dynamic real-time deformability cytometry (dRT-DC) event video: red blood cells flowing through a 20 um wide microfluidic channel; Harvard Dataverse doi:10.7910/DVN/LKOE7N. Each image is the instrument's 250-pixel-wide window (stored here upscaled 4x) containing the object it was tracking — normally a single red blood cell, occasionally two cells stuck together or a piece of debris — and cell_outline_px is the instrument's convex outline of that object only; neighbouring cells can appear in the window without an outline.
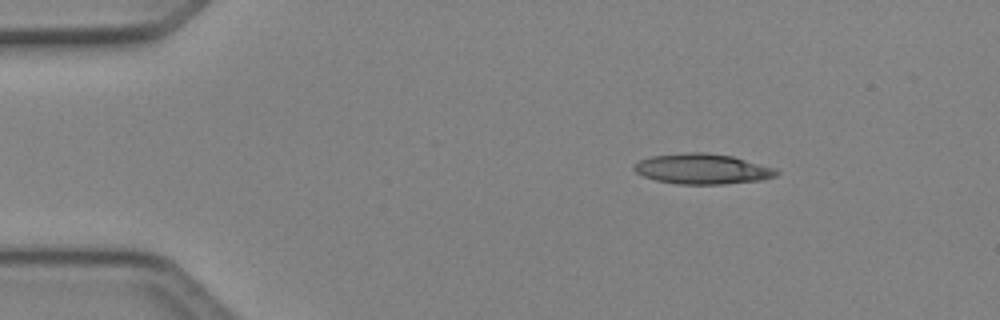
{"species": "Egyptian fruit bat (a non-hibernating species)", "species_latin": "Rousettus aegyptiacus", "temperature_condition": "cold", "stored_images_in_passage": 6, "camera_frame_rate_fps": 3000, "um_per_image_px": 0.085, "animal": {"sex": "female"}, "frame": {"image": 1, "passage_image": 1, "time_ms": 0.0, "image_size_px": [1000, 320], "cell_outline_px": [[780, 172], [776, 176], [760, 180], [724, 184], [676, 184], [656, 180], [644, 176], [636, 172], [632, 168], [632, 164], [640, 160], [652, 156], [684, 152], [704, 152], [732, 156], [776, 168]], "centroid_in_image_um": [59.69, 14.35], "position_along_channel_um": 25.3, "area_um2": 25.26}}
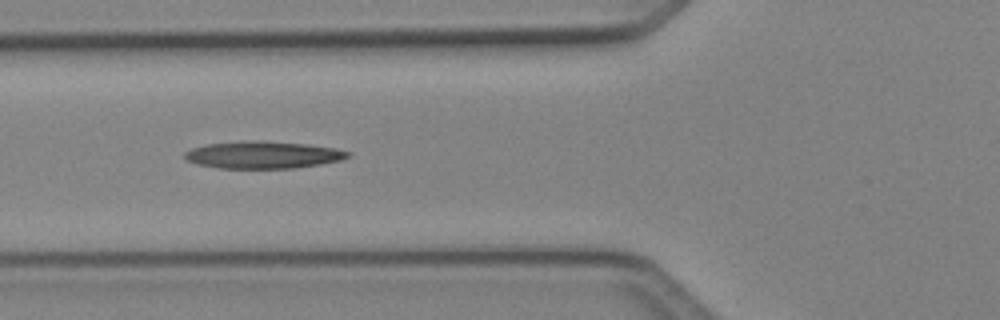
{"frame": {"image": 2, "passage_image": 4, "time_ms": 1.0, "image_size_px": [1000, 320], "cell_outline_px": [[352, 156], [340, 160], [320, 164], [296, 168], [220, 168], [196, 164], [188, 160], [184, 156], [184, 152], [192, 148], [204, 144], [240, 140], [264, 140], [308, 144], [336, 148], [352, 152]], "centroid_in_image_um": [22.37, 13.14], "position_along_channel_um": 103.4, "area_um2": 26.3}}
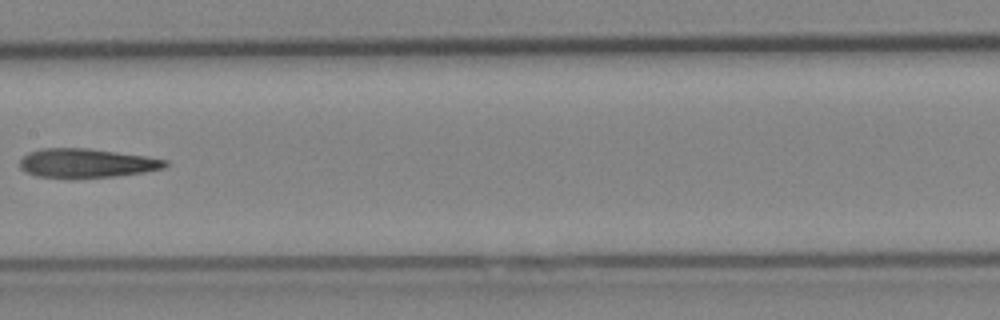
{"frame": {"image": 3, "passage_image": 6, "time_ms": 1.667, "image_size_px": [1000, 320], "cell_outline_px": [[168, 164], [164, 168], [144, 172], [116, 176], [36, 176], [20, 168], [20, 160], [28, 152], [40, 148], [88, 148], [148, 156], [168, 160]], "centroid_in_image_um": [7.4, 13.83], "position_along_channel_um": 200.0, "area_um2": 24.1}}